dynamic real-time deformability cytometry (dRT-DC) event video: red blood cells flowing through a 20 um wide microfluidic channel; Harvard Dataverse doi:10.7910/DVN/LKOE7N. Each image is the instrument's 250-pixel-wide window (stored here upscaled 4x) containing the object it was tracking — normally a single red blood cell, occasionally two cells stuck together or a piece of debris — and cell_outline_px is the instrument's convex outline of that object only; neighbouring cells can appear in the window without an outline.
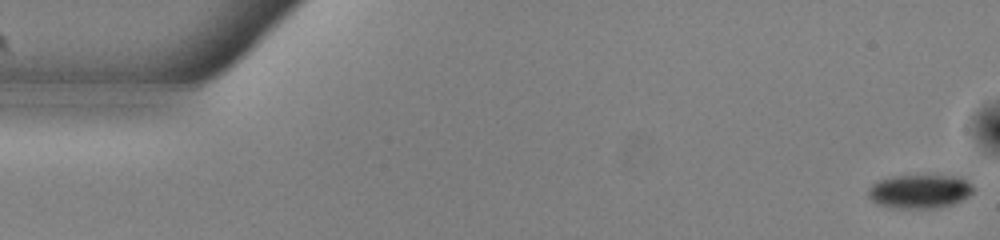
{"species": "common noctule bat (a hibernating species)", "species_latin": "Nyctalus noctula", "temperature_condition": "warm", "stored_images_in_passage": 54, "camera_frame_rate_fps": 3000, "um_per_image_px": 0.085, "animal": {"sex": "male", "body_mass_g": 13.0, "forearm_length_mm": 53.1}, "frame": {"image": 1, "passage_image": 1, "time_ms": 0.0, "image_size_px": [1000, 240], "cell_outline_px": [[972, 192], [968, 196], [952, 204], [940, 208], [888, 208], [876, 204], [868, 196], [868, 188], [872, 184], [880, 180], [892, 176], [960, 176], [968, 180], [972, 184]], "centroid_in_image_um": [78.15, 16.28], "position_along_channel_um": 6.8, "area_um2": 20.81}}
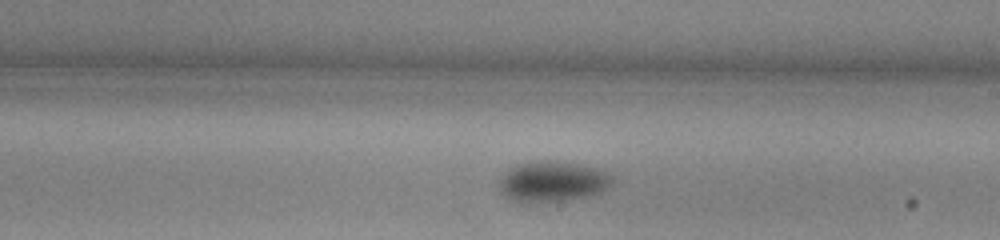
{"frame": {"image": 2, "passage_image": 31, "time_ms": 10.0, "image_size_px": [1000, 240], "cell_outline_px": [[616, 180], [608, 188], [600, 192], [588, 196], [568, 200], [528, 204], [520, 204], [504, 196], [500, 192], [496, 184], [496, 180], [508, 168], [516, 164], [536, 160], [556, 160], [604, 168], [612, 172]], "centroid_in_image_um": [46.95, 15.42], "position_along_channel_um": 242.0, "area_um2": 28.38}}
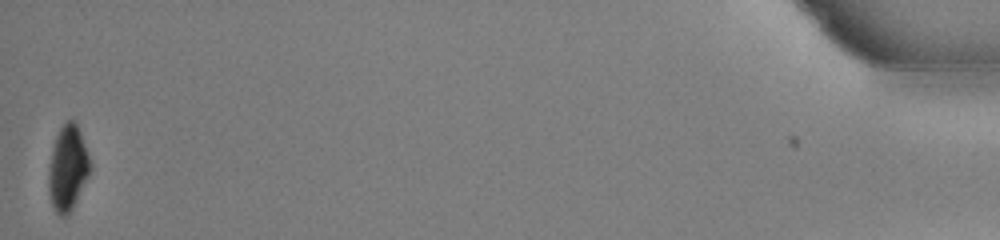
{"frame": {"image": 3, "passage_image": 54, "time_ms": 17.667, "image_size_px": [1000, 240], "cell_outline_px": [[92, 168], [72, 208], [64, 216], [60, 216], [56, 212], [52, 204], [48, 192], [48, 168], [52, 148], [56, 136], [60, 128], [68, 120], [72, 120], [76, 124], [80, 132], [88, 152], [92, 164]], "centroid_in_image_um": [5.75, 14.28], "position_along_channel_um": 429.4, "area_um2": 20.46}, "authors_computed_cell_mechanics": {"area_um2": 25.432, "velocity_mm_per_s": 3.7811, "shape_relaxation_time_tau1_ms": 3.0945, "shape_relaxation_time_tau2_ms": null, "deformation_change_tau1": 0.0855, "deformation_change_tau2": null}}